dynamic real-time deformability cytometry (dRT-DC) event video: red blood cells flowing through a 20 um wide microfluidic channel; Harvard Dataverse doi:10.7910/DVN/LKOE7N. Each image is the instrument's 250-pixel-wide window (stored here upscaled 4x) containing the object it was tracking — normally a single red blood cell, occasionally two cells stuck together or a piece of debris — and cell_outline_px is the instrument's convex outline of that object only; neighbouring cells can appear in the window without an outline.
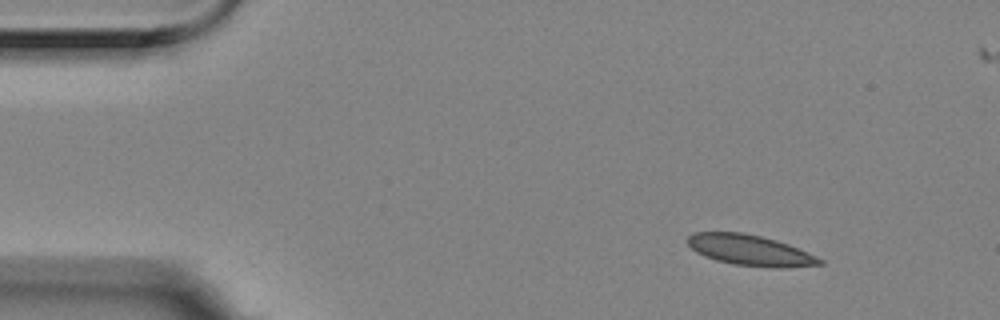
{"species": "Egyptian fruit bat (a non-hibernating species)", "species_latin": "Rousettus aegyptiacus", "temperature_condition": "room temperature", "stored_images_in_passage": 4, "camera_frame_rate_fps": 3000, "um_per_image_px": 0.085, "animal": {"sex": "female"}, "frame": {"image": 1, "passage_image": 1, "time_ms": 0.0, "image_size_px": [1000, 320], "cell_outline_px": [[824, 264], [788, 268], [772, 268], [732, 264], [716, 260], [704, 256], [696, 252], [688, 244], [688, 236], [692, 232], [740, 232], [760, 236], [776, 240], [788, 244], [816, 256], [824, 260]], "centroid_in_image_um": [63.77, 21.28], "position_along_channel_um": 21.2, "area_um2": 23.7}}
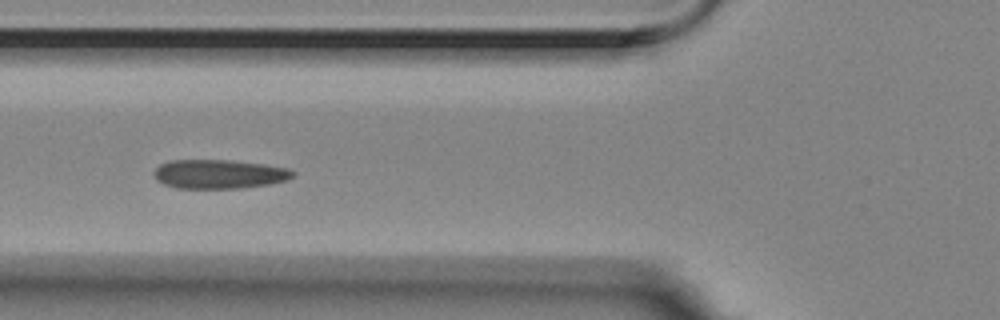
{"frame": {"image": 2, "passage_image": 3, "time_ms": 0.667, "image_size_px": [1000, 320], "cell_outline_px": [[296, 172], [288, 180], [268, 184], [240, 188], [176, 188], [164, 184], [156, 180], [152, 172], [160, 164], [172, 160], [228, 160], [264, 164], [288, 168]], "centroid_in_image_um": [18.61, 14.79], "position_along_channel_um": 107.2, "area_um2": 23.52}}
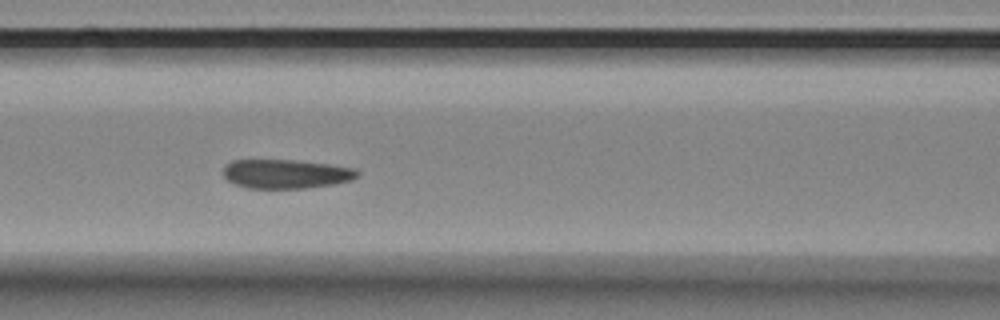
{"frame": {"image": 3, "passage_image": 4, "time_ms": 1.0, "image_size_px": [1000, 320], "cell_outline_px": [[360, 176], [352, 180], [332, 184], [304, 188], [248, 188], [236, 184], [228, 180], [224, 176], [224, 164], [232, 160], [292, 160], [328, 164], [356, 168], [360, 172]], "centroid_in_image_um": [24.33, 14.77], "position_along_channel_um": 142.3, "area_um2": 22.72}}